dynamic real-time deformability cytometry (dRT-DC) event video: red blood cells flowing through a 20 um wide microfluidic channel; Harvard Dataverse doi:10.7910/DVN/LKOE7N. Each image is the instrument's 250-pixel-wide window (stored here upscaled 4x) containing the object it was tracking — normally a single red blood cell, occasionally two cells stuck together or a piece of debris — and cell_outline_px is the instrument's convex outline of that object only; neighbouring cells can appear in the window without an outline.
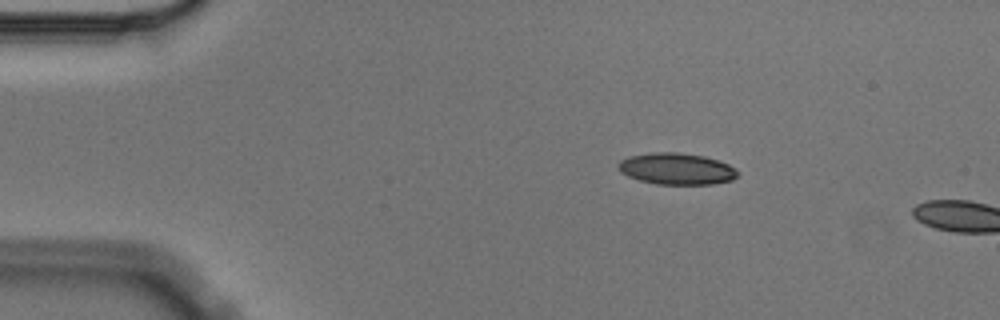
{"species": "Egyptian fruit bat (a non-hibernating species)", "species_latin": "Rousettus aegyptiacus", "temperature_condition": "cold", "stored_images_in_passage": 3, "camera_frame_rate_fps": 3000, "um_per_image_px": 0.085, "animal": {"sex": "male"}, "frame": {"image": 1, "passage_image": 2, "time_ms": 0.333, "image_size_px": [1000, 320], "cell_outline_px": [[740, 172], [732, 180], [712, 184], [656, 184], [640, 180], [628, 176], [620, 172], [616, 168], [616, 164], [620, 160], [628, 156], [652, 152], [676, 152], [704, 156], [728, 164], [736, 168]], "centroid_in_image_um": [57.47, 14.34], "position_along_channel_um": 27.5, "area_um2": 22.08}}